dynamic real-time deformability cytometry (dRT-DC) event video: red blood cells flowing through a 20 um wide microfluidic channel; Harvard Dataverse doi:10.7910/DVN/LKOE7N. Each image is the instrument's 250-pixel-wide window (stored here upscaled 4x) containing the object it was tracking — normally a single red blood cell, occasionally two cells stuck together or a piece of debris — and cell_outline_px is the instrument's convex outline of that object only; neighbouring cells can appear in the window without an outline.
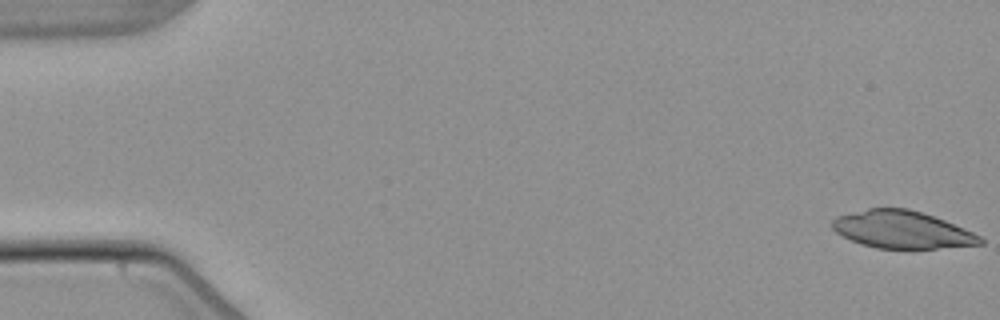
{"species": "common noctule bat (a hibernating species)", "species_latin": "Nyctalus noctula", "temperature_condition": "warm", "stored_images_in_passage": 4, "camera_frame_rate_fps": 3000, "um_per_image_px": 0.085, "animal": {"sex": "male", "body_mass_g": 21.5, "forearm_length_mm": 52.0}, "frame": {"image": 1, "passage_image": 1, "time_ms": 0.0, "image_size_px": [1000, 320], "cell_outline_px": [[984, 244], [936, 248], [876, 248], [860, 244], [836, 232], [832, 228], [832, 220], [836, 216], [868, 208], [908, 208], [944, 220], [972, 232], [980, 236], [984, 240]], "centroid_in_image_um": [76.65, 19.52], "position_along_channel_um": 8.3, "area_um2": 31.96}}